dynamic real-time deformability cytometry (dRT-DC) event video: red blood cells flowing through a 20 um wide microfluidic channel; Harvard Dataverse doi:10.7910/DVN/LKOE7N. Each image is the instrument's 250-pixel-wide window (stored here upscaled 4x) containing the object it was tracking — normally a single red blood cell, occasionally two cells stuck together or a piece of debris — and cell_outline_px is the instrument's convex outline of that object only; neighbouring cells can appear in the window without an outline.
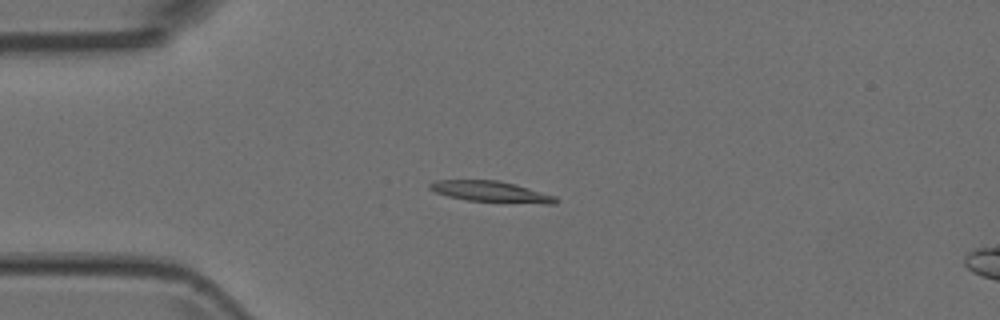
{"species": "Egyptian fruit bat (a non-hibernating species)", "species_latin": "Rousettus aegyptiacus", "temperature_condition": "room temperature", "stored_images_in_passage": 6, "camera_frame_rate_fps": 3000, "um_per_image_px": 0.085, "animal": {"sex": "female"}, "frame": {"image": 1, "passage_image": 4, "time_ms": 1.0, "image_size_px": [1000, 320], "cell_outline_px": [[560, 200], [556, 204], [544, 204], [468, 200], [448, 196], [436, 192], [428, 188], [428, 184], [436, 180], [496, 180], [516, 184], [556, 196]], "centroid_in_image_um": [41.78, 16.29], "position_along_channel_um": 43.2, "area_um2": 15.37}}
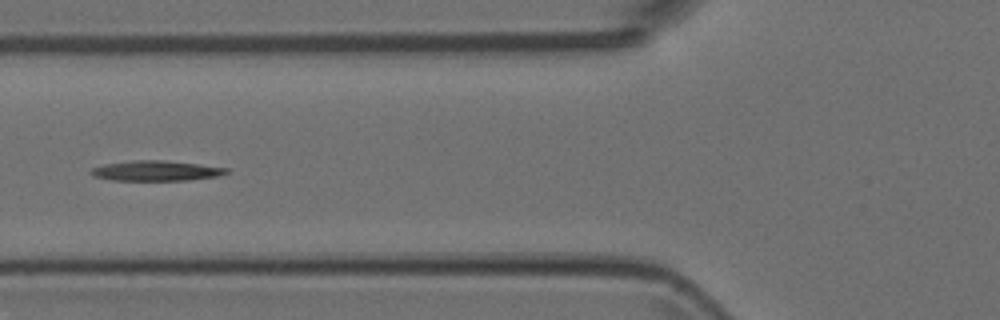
{"frame": {"image": 2, "passage_image": 6, "time_ms": 1.667, "image_size_px": [1000, 320], "cell_outline_px": [[228, 172], [216, 176], [188, 180], [112, 180], [92, 176], [88, 172], [92, 168], [104, 164], [132, 160], [164, 160], [228, 168]], "centroid_in_image_um": [13.19, 14.51], "position_along_channel_um": 112.6, "area_um2": 15.78}}